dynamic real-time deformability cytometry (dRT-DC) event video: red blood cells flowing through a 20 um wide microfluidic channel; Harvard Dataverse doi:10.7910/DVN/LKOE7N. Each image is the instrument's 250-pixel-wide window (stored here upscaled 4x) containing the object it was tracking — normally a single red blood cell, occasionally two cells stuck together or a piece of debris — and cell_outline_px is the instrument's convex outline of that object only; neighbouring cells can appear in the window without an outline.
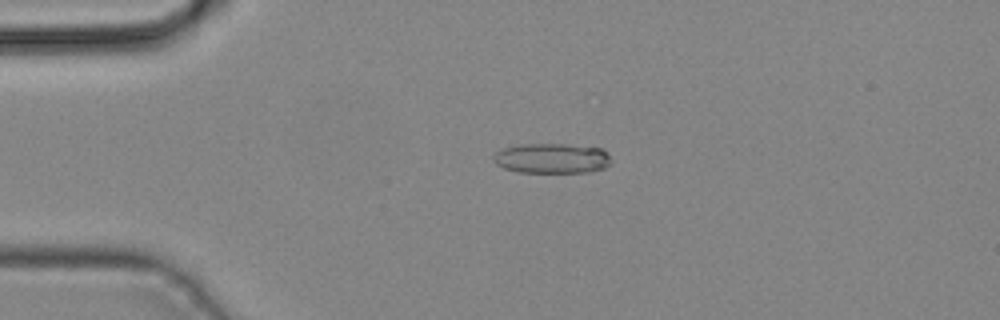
{"species": "common noctule bat (a hibernating species)", "species_latin": "Nyctalus noctula", "temperature_condition": "cold", "stored_images_in_passage": 34, "camera_frame_rate_fps": 3000, "um_per_image_px": 0.085, "animal": {"sex": "male", "body_mass_g": 19.2, "forearm_length_mm": 51.8}, "frame": {"image": 1, "passage_image": 1, "time_ms": 0.0, "image_size_px": [1000, 320], "cell_outline_px": [[612, 164], [604, 168], [588, 172], [516, 172], [504, 168], [496, 164], [492, 160], [492, 156], [496, 152], [504, 148], [520, 144], [564, 144], [604, 148], [608, 152], [612, 160]], "centroid_in_image_um": [46.94, 13.45], "position_along_channel_um": 38.1, "area_um2": 20.92}}
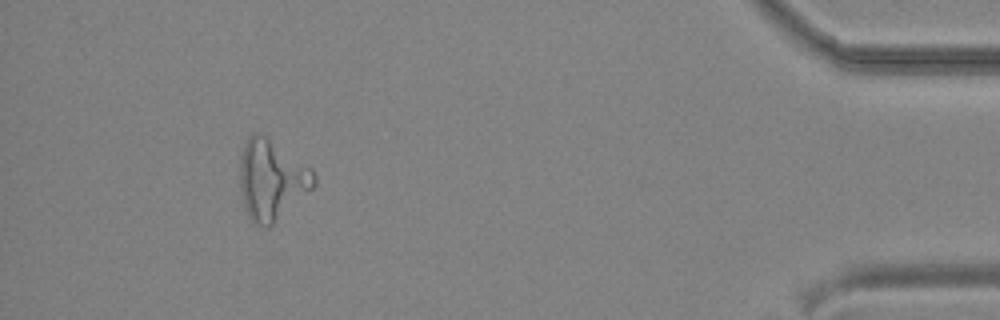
{"frame": {"image": 2, "passage_image": 31, "time_ms": 10.0, "image_size_px": [1000, 320], "cell_outline_px": [[316, 184], [312, 188], [268, 228], [264, 228], [256, 224], [248, 216], [244, 208], [240, 188], [240, 160], [244, 144], [248, 136], [256, 132], [264, 136], [312, 168], [316, 176]], "centroid_in_image_um": [23.06, 15.3], "position_along_channel_um": 412.1, "area_um2": 34.1}}